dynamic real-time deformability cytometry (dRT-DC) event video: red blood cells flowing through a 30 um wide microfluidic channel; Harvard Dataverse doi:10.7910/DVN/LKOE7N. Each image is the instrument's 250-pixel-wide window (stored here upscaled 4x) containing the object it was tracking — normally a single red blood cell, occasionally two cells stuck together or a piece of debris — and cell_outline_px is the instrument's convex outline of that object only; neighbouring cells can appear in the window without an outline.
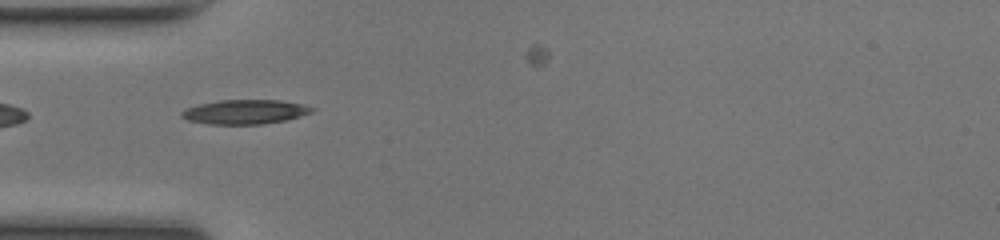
{"species": "common noctule bat (a hibernating species)", "species_latin": "Nyctalus noctula", "temperature_condition": "room temperature", "stored_images_in_passage": 25, "camera_frame_rate_fps": 3000, "um_per_image_px": 0.085, "animal": {"sex": "female", "body_mass_g": 17.0, "forearm_length_mm": 48.0}, "frame": {"image": 1, "passage_image": 1, "time_ms": 0.0, "image_size_px": [1000, 240], "cell_outline_px": [[316, 108], [312, 112], [288, 120], [260, 124], [208, 124], [188, 120], [180, 116], [180, 112], [184, 108], [200, 104], [220, 100], [280, 100], [300, 104]], "centroid_in_image_um": [20.8, 9.51], "position_along_channel_um": 64.2, "area_um2": 18.5}}
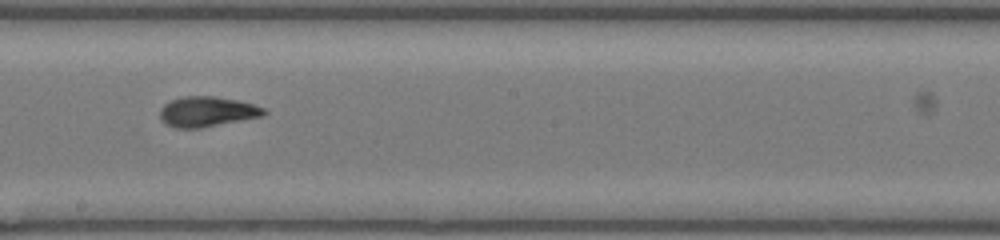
{"frame": {"image": 2, "passage_image": 13, "time_ms": 4.0, "image_size_px": [1000, 240], "cell_outline_px": [[268, 112], [260, 116], [200, 128], [176, 128], [164, 124], [160, 120], [160, 108], [164, 104], [180, 96], [216, 96], [236, 100], [252, 104], [264, 108]], "centroid_in_image_um": [17.53, 9.48], "position_along_channel_um": 230.7, "area_um2": 18.21}}
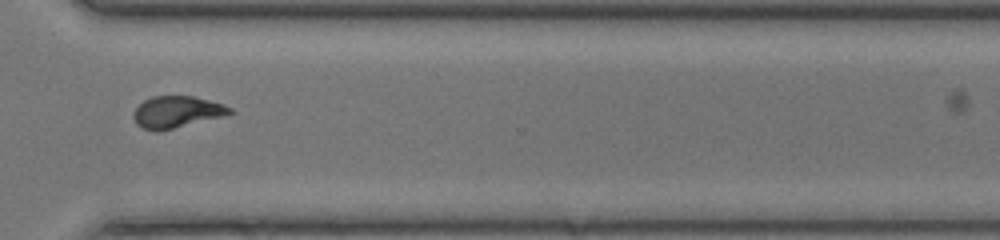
{"frame": {"image": 3, "passage_image": 22, "time_ms": 7.0, "image_size_px": [1000, 240], "cell_outline_px": [[232, 112], [220, 116], [160, 132], [156, 132], [144, 128], [136, 124], [132, 116], [136, 108], [144, 100], [152, 96], [192, 96], [224, 104], [232, 108]], "centroid_in_image_um": [14.97, 9.52], "position_along_channel_um": 355.6, "area_um2": 17.57}}